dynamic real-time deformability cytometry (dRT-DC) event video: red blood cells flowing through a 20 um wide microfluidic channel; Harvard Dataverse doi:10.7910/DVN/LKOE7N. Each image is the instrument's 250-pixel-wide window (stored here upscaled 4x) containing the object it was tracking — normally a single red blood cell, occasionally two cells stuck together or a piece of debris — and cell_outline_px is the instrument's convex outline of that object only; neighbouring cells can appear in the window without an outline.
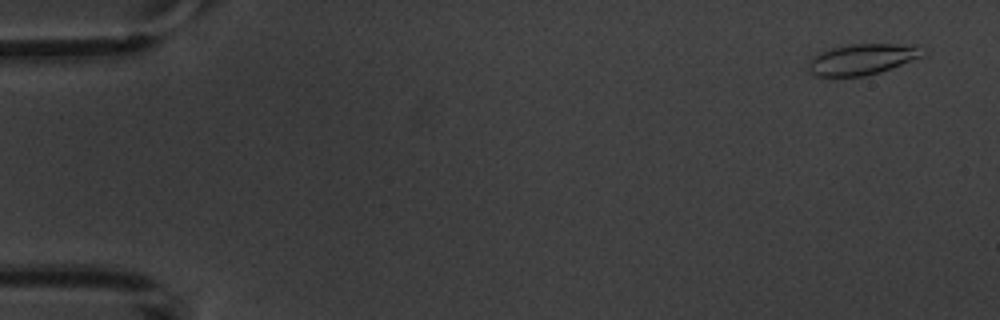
{"species": "common noctule bat (a hibernating species)", "species_latin": "Nyctalus noctula", "temperature_condition": "warm", "stored_images_in_passage": 4, "camera_frame_rate_fps": 3000, "um_per_image_px": 0.085, "animal": {"sex": "male", "body_mass_g": 20.1, "forearm_length_mm": 53.5}, "frame": {"image": 1, "passage_image": 1, "time_ms": 0.0, "image_size_px": [1000, 320], "cell_outline_px": [[928, 52], [924, 56], [892, 68], [880, 72], [864, 76], [816, 76], [808, 68], [808, 64], [812, 56], [820, 52], [832, 48], [852, 44], [892, 44], [928, 48]], "centroid_in_image_um": [73.33, 5.04], "position_along_channel_um": 11.7, "area_um2": 20.52}}